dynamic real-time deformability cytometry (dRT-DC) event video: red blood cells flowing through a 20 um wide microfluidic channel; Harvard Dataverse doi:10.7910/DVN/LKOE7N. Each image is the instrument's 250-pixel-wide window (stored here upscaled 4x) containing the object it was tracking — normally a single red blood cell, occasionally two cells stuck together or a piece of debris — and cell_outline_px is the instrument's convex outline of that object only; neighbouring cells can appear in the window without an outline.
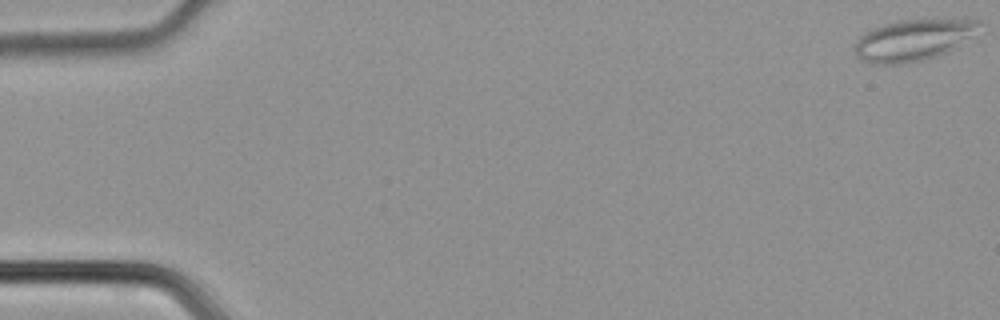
{"species": "common noctule bat (a hibernating species)", "species_latin": "Nyctalus noctula", "temperature_condition": "cold", "stored_images_in_passage": 11, "camera_frame_rate_fps": 3000, "um_per_image_px": 0.085, "animal": {"sex": "male", "body_mass_g": 21.5, "forearm_length_mm": 52.0}, "frame": {"image": 1, "passage_image": 1, "time_ms": 0.0, "image_size_px": [1000, 320], "cell_outline_px": [[980, 24], [968, 36], [944, 52], [936, 56], [924, 60], [904, 64], [868, 64], [860, 60], [856, 56], [856, 40], [864, 32], [872, 28], [896, 20], [980, 20]], "centroid_in_image_um": [77.46, 3.43], "position_along_channel_um": 7.5, "area_um2": 29.13}}